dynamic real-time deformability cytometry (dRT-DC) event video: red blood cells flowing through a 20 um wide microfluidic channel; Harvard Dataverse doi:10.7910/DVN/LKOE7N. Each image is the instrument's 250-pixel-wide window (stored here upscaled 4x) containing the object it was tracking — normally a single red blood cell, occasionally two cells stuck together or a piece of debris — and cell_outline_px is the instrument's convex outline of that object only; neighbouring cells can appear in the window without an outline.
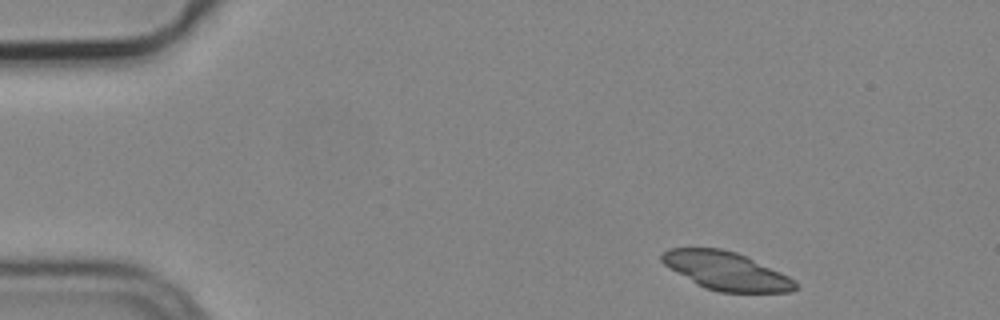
{"species": "common noctule bat (a hibernating species)", "species_latin": "Nyctalus noctula", "temperature_condition": "cold", "stored_images_in_passage": 4, "camera_frame_rate_fps": 3000, "um_per_image_px": 0.085, "animal": {"sex": "male", "body_mass_g": 19.2, "forearm_length_mm": 51.8}, "frame": {"image": 1, "passage_image": 1, "time_ms": 0.0, "image_size_px": [1000, 320], "cell_outline_px": [[796, 288], [792, 292], [720, 292], [704, 288], [696, 284], [664, 264], [660, 260], [660, 256], [668, 248], [720, 248], [736, 252], [780, 272], [796, 280]], "centroid_in_image_um": [61.71, 23.03], "position_along_channel_um": 23.3, "area_um2": 29.42}}